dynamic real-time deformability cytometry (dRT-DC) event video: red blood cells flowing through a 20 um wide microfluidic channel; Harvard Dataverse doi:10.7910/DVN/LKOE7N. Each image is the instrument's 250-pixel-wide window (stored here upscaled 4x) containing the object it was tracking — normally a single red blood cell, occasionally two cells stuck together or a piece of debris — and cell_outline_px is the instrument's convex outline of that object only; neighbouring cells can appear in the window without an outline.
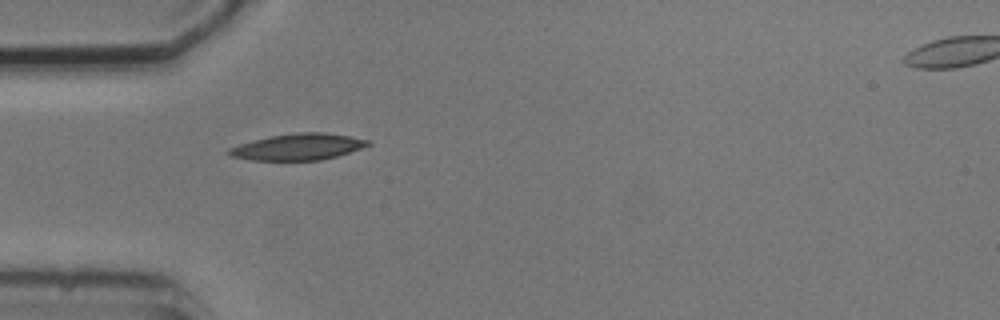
{"species": "common noctule bat (a hibernating species)", "species_latin": "Nyctalus noctula", "temperature_condition": "cold", "stored_images_in_passage": 5, "camera_frame_rate_fps": 3000, "um_per_image_px": 0.085, "animal": {"sex": "male", "body_mass_g": 20.5, "forearm_length_mm": 52.5}, "frame": {"image": 1, "passage_image": 5, "time_ms": 4.667, "image_size_px": [1000, 320], "cell_outline_px": [[372, 144], [336, 156], [320, 160], [252, 160], [228, 156], [228, 148], [252, 140], [272, 136], [296, 132], [324, 132], [348, 136], [368, 140]], "centroid_in_image_um": [25.29, 12.48], "position_along_channel_um": 59.7, "area_um2": 21.15}}